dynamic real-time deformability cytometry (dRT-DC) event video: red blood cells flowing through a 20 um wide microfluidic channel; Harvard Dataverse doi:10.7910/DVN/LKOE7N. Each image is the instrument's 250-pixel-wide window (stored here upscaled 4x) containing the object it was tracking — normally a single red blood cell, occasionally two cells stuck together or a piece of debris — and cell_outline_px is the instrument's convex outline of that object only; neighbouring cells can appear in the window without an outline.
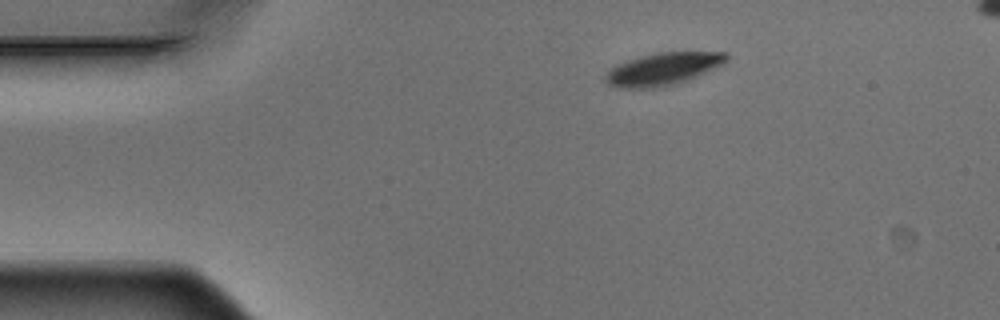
{"species": "Egyptian fruit bat (a non-hibernating species)", "species_latin": "Rousettus aegyptiacus", "temperature_condition": "warm", "stored_images_in_passage": 3, "segment_of_instrument_passage": [1, 2], "camera_frame_rate_fps": 3000, "um_per_image_px": 0.085, "animal": {"sex": "male"}, "frame": {"image": 1, "passage_image": 1, "time_ms": 0.0, "image_size_px": [1000, 320], "cell_outline_px": [[728, 60], [704, 72], [676, 84], [652, 88], [620, 88], [608, 84], [604, 80], [604, 76], [616, 64], [640, 56], [656, 52], [728, 52]], "centroid_in_image_um": [56.3, 5.85], "position_along_channel_um": 28.7, "area_um2": 22.54}}